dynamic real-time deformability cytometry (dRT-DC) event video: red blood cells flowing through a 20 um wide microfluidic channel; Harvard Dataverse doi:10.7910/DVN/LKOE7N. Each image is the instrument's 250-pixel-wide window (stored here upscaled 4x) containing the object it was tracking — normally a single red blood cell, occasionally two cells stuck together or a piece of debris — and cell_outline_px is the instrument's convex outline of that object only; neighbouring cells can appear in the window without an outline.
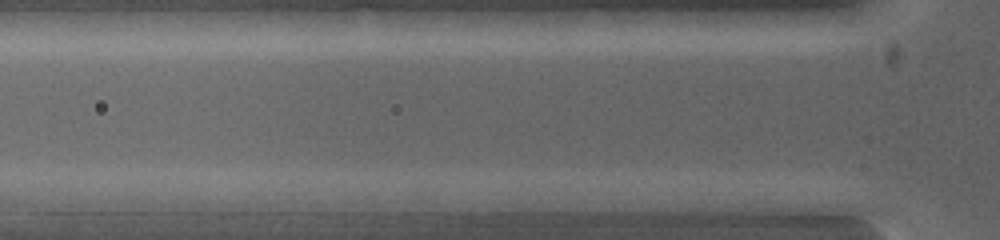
{"species": "common noctule bat (a hibernating species)", "species_latin": "Nyctalus noctula", "temperature_condition": "warm", "stored_images_in_passage": 5, "segment_of_instrument_passage": [1, 2], "camera_frame_rate_fps": 5000, "um_per_image_px": 0.085, "animal": {"sex": "female", "body_mass_g": 19.0, "forearm_length_mm": 53.3}, "frame": {"image": 1, "passage_image": 2, "time_ms": 0.8, "image_size_px": [1000, 240], "cell_outline_px": [[596, 200], [576, 212], [508, 212], [492, 200], [500, 192], [544, 192]], "centroid_in_image_um": [45.89, 17.19], "position_along_channel_um": 79.9, "area_um2": 11.73}}